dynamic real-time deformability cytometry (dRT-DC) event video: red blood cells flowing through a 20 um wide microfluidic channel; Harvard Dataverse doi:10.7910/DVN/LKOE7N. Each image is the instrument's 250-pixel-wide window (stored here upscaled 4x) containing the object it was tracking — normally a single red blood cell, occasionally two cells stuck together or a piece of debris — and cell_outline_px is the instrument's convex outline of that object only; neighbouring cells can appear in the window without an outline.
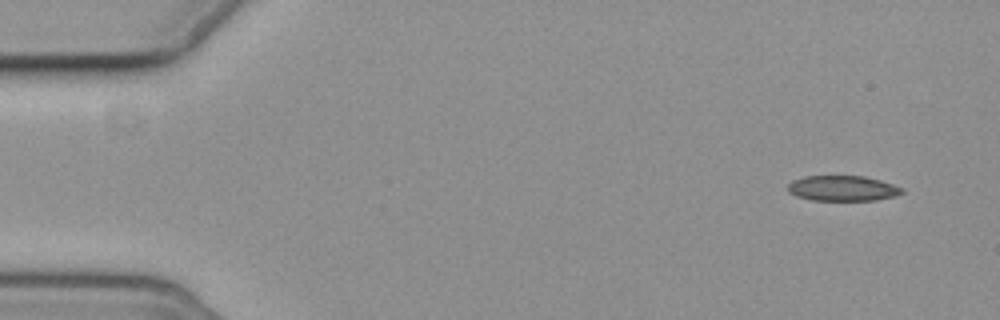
{"species": "common noctule bat (a hibernating species)", "species_latin": "Nyctalus noctula", "temperature_condition": "cold", "stored_images_in_passage": 4, "camera_frame_rate_fps": 3000, "um_per_image_px": 0.085, "animal": {"sex": "female", "body_mass_g": 19.3, "forearm_length_mm": 54.1}, "frame": {"image": 1, "passage_image": 1, "time_ms": 0.0, "image_size_px": [1000, 320], "cell_outline_px": [[904, 192], [896, 196], [876, 200], [812, 200], [796, 196], [788, 192], [788, 184], [792, 180], [804, 176], [864, 176], [880, 180], [904, 188]], "centroid_in_image_um": [71.62, 16.0], "position_along_channel_um": 13.4, "area_um2": 16.94}}